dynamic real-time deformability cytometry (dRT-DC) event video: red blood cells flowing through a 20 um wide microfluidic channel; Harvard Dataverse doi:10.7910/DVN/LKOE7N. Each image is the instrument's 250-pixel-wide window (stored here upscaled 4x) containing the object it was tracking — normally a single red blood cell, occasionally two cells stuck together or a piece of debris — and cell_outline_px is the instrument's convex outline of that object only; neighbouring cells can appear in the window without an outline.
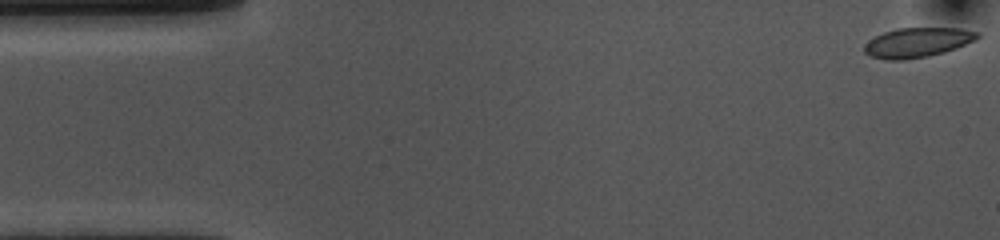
{"species": "common noctule bat (a hibernating species)", "species_latin": "Nyctalus noctula", "temperature_condition": "cold", "stored_images_in_passage": 55, "camera_frame_rate_fps": 3000, "um_per_image_px": 0.085, "animal": {"sex": "female", "body_mass_g": 10.0, "forearm_length_mm": 53.1}, "frame": {"image": 1, "passage_image": 1, "time_ms": 0.0, "image_size_px": [1000, 240], "cell_outline_px": [[980, 36], [976, 40], [956, 48], [944, 52], [928, 56], [904, 60], [884, 60], [872, 56], [864, 52], [864, 44], [868, 40], [884, 32], [896, 28], [960, 28], [980, 32]], "centroid_in_image_um": [77.98, 3.61], "position_along_channel_um": 7.0, "area_um2": 19.65}}
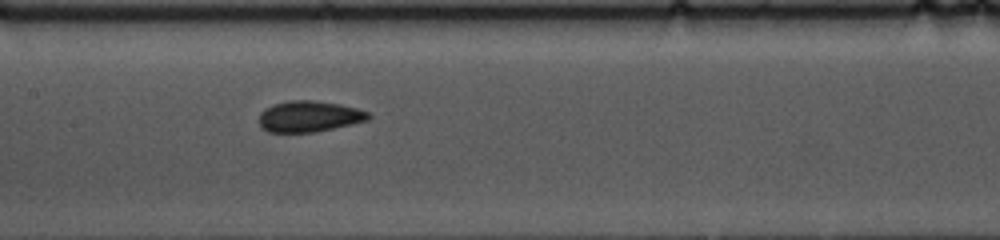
{"frame": {"image": 2, "passage_image": 25, "time_ms": 8.0, "image_size_px": [1000, 240], "cell_outline_px": [[372, 116], [368, 120], [352, 124], [312, 132], [268, 132], [260, 128], [260, 112], [264, 108], [272, 104], [292, 100], [312, 100], [340, 104], [356, 108], [368, 112]], "centroid_in_image_um": [26.25, 9.89], "position_along_channel_um": 181.1, "area_um2": 19.77}}
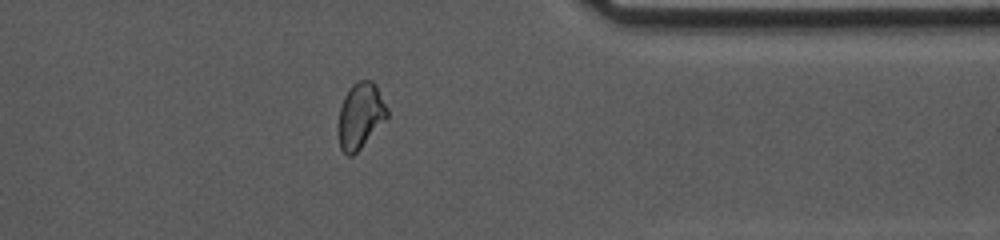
{"frame": {"image": 3, "passage_image": 43, "time_ms": 14.0, "image_size_px": [1000, 240], "cell_outline_px": [[388, 116], [360, 148], [352, 156], [348, 156], [340, 148], [340, 108], [344, 96], [352, 84], [356, 80], [372, 80], [376, 84], [388, 108]], "centroid_in_image_um": [30.66, 9.78], "position_along_channel_um": 380.7, "area_um2": 18.32}, "authors_computed_cell_mechanics": {"area_um2": 19.7676, "velocity_mm_per_s": 3.5845, "shape_relaxation_time_tau1_ms": 4.2964, "shape_relaxation_time_tau2_ms": 1.1393, "deformation_change_tau1": 0.0951, "deformation_change_tau2": 0.0438}}